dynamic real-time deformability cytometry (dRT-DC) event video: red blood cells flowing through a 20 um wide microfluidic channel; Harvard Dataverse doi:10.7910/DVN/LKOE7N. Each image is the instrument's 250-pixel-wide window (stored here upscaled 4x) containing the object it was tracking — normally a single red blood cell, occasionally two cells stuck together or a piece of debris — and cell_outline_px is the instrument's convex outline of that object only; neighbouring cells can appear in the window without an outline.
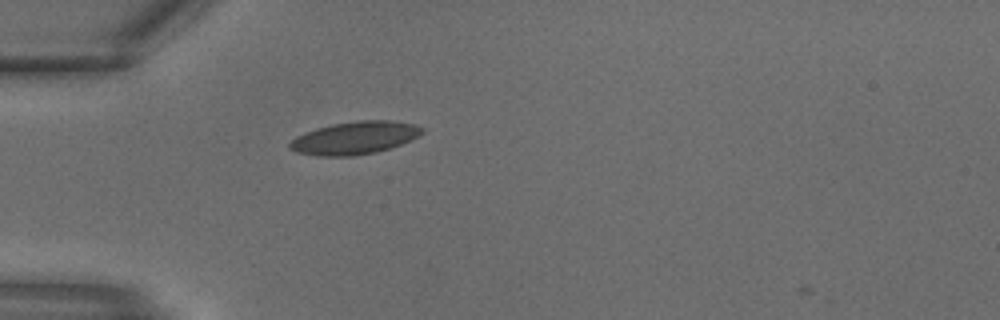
{"species": "common noctule bat (a hibernating species)", "species_latin": "Nyctalus noctula", "temperature_condition": "warm", "stored_images_in_passage": 7, "camera_frame_rate_fps": 3000, "um_per_image_px": 0.085, "animal": {"sex": "male", "body_mass_g": 18.8}, "frame": {"image": 1, "passage_image": 1, "time_ms": 0.0, "image_size_px": [1000, 320], "cell_outline_px": [[424, 132], [420, 136], [400, 144], [376, 152], [352, 156], [316, 156], [296, 152], [288, 148], [288, 144], [296, 136], [316, 128], [332, 124], [356, 120], [388, 120], [416, 124], [424, 128]], "centroid_in_image_um": [30.15, 11.72], "position_along_channel_um": 54.9, "area_um2": 25.37}}
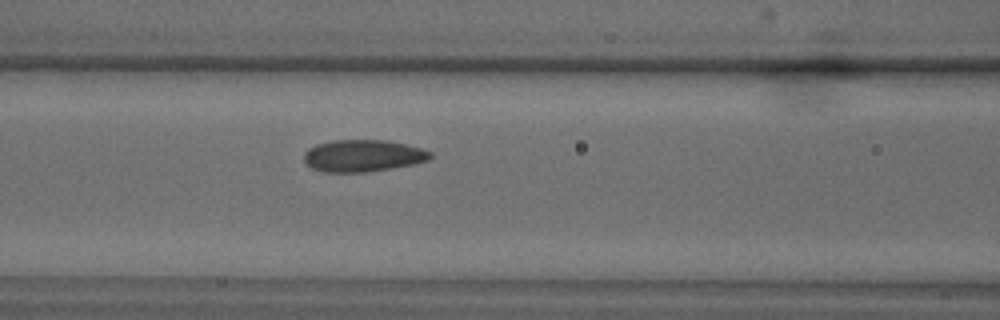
{"frame": {"image": 2, "passage_image": 5, "time_ms": 1.333, "image_size_px": [1000, 320], "cell_outline_px": [[432, 156], [428, 160], [416, 164], [364, 172], [324, 172], [312, 168], [304, 160], [304, 152], [308, 148], [316, 144], [332, 140], [388, 140], [420, 148], [432, 152]], "centroid_in_image_um": [30.84, 13.23], "position_along_channel_um": 135.8, "area_um2": 23.52}}
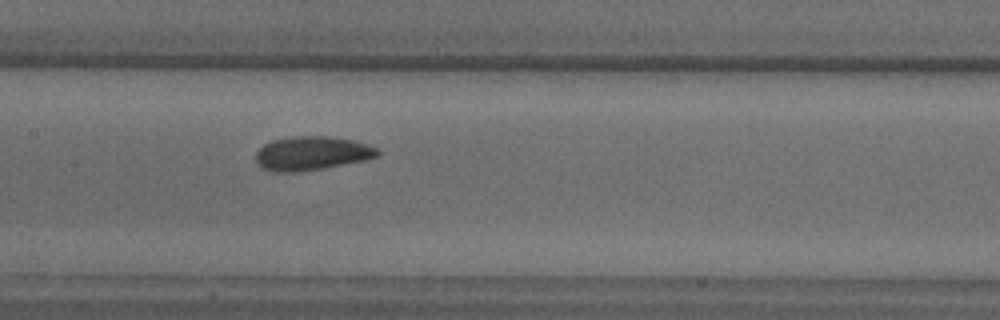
{"frame": {"image": 3, "passage_image": 7, "time_ms": 2.0, "image_size_px": [1000, 320], "cell_outline_px": [[380, 152], [376, 156], [364, 160], [324, 168], [292, 172], [272, 172], [260, 168], [256, 164], [256, 152], [264, 144], [272, 140], [292, 136], [328, 136], [352, 140], [376, 148]], "centroid_in_image_um": [26.42, 13.04], "position_along_channel_um": 181.0, "area_um2": 23.93}}